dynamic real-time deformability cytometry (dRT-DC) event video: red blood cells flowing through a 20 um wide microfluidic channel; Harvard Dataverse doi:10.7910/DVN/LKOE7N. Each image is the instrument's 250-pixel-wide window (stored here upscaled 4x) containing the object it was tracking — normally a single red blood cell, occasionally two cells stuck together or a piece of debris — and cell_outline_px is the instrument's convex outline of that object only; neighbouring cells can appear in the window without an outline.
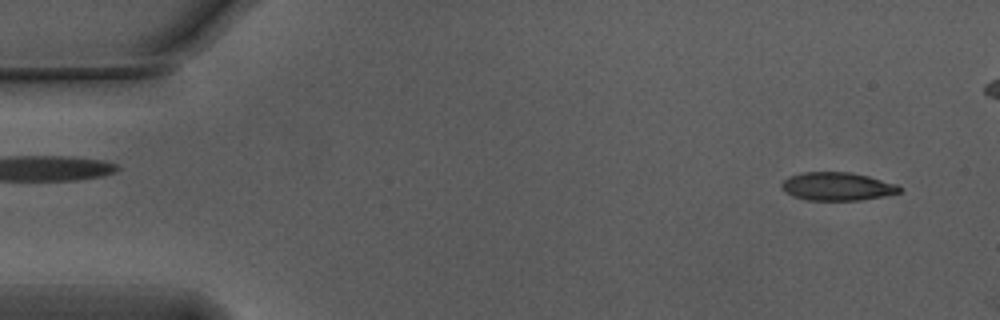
{"species": "Egyptian fruit bat (a non-hibernating species)", "species_latin": "Rousettus aegyptiacus", "temperature_condition": "warm", "stored_images_in_passage": 4, "camera_frame_rate_fps": 3000, "um_per_image_px": 0.085, "animal": {"sex": "male"}, "frame": {"image": 1, "passage_image": 3, "time_ms": 0.667, "image_size_px": [1000, 320], "cell_outline_px": [[900, 192], [860, 200], [808, 200], [792, 196], [780, 184], [784, 180], [792, 176], [804, 172], [852, 172], [868, 176], [896, 184], [900, 188]], "centroid_in_image_um": [71.16, 15.84], "position_along_channel_um": 13.8, "area_um2": 18.96}}